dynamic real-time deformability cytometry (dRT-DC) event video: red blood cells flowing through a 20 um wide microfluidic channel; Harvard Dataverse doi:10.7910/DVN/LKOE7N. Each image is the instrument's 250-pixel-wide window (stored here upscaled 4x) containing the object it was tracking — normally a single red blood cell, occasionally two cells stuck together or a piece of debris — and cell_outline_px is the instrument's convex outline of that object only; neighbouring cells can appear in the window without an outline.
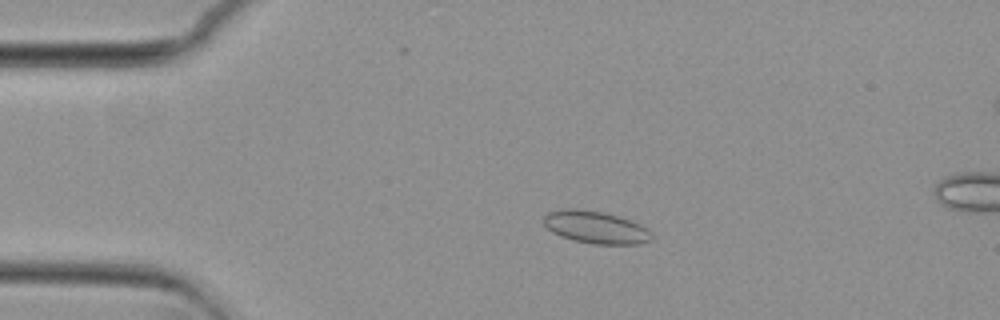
{"species": "common noctule bat (a hibernating species)", "species_latin": "Nyctalus noctula", "temperature_condition": "cold", "stored_images_in_passage": 19, "camera_frame_rate_fps": 3000, "um_per_image_px": 0.085, "animal": {"sex": "female", "body_mass_g": 29.2, "forearm_length_mm": 56.3}, "frame": {"image": 1, "passage_image": 11, "time_ms": 3.333, "image_size_px": [1000, 320], "cell_outline_px": [[652, 240], [640, 244], [592, 244], [572, 240], [560, 236], [552, 232], [544, 224], [544, 216], [548, 212], [564, 208], [576, 208], [604, 212], [620, 216], [640, 224], [648, 228], [652, 232]], "centroid_in_image_um": [50.65, 19.32], "position_along_channel_um": 34.3, "area_um2": 20.69}}
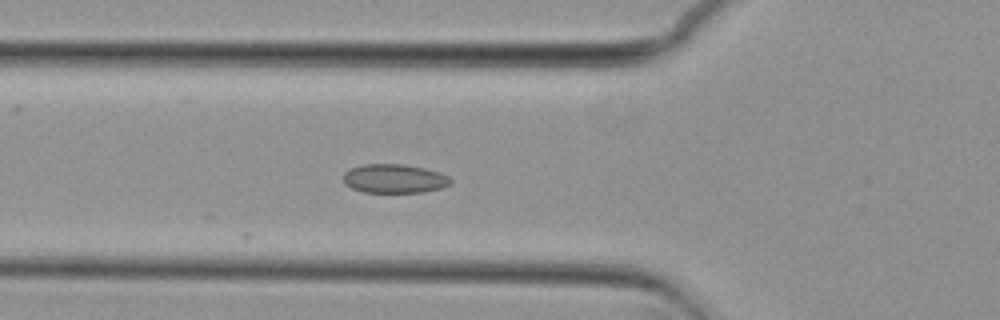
{"frame": {"image": 2, "passage_image": 19, "time_ms": 6.0, "image_size_px": [1000, 320], "cell_outline_px": [[452, 180], [448, 184], [440, 188], [424, 192], [364, 192], [352, 188], [344, 184], [344, 172], [348, 168], [364, 164], [404, 164], [424, 168], [440, 172], [448, 176]], "centroid_in_image_um": [33.49, 15.17], "position_along_channel_um": 92.3, "area_um2": 18.09}}